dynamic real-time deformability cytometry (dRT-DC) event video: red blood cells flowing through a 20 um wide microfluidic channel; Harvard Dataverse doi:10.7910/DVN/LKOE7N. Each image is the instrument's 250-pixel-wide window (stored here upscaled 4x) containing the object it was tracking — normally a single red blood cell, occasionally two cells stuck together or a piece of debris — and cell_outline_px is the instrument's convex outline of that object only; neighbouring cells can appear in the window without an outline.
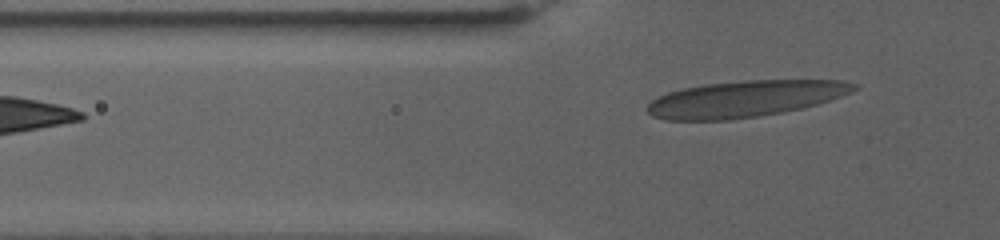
{"species": "human", "species_latin": "Homo sapiens", "temperature_condition": "warm", "stored_images_in_passage": 58, "camera_frame_rate_fps": 3000, "um_per_image_px": 0.085, "donor": {"sex": "female"}, "frame": {"image": 1, "passage_image": 10, "time_ms": 3.0, "image_size_px": [1000, 240], "cell_outline_px": [[860, 88], [840, 96], [816, 104], [800, 108], [780, 112], [756, 116], [728, 120], [664, 120], [652, 116], [644, 108], [652, 100], [668, 92], [684, 88], [704, 84], [744, 80], [840, 80], [860, 84]], "centroid_in_image_um": [63.3, 8.39], "position_along_channel_um": 62.5, "area_um2": 43.64}}
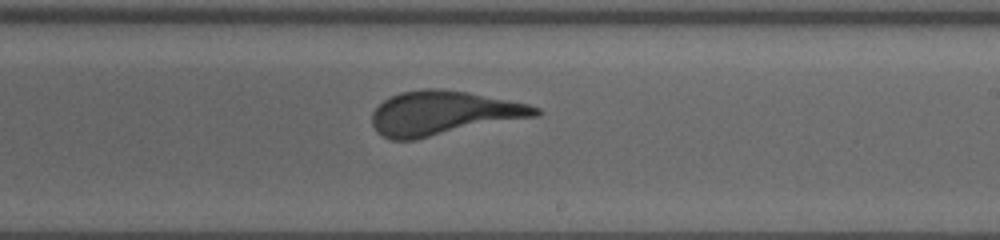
{"frame": {"image": 2, "passage_image": 31, "time_ms": 10.0, "image_size_px": [1000, 240], "cell_outline_px": [[544, 112], [540, 116], [412, 140], [392, 140], [376, 132], [372, 124], [372, 112], [384, 100], [400, 92], [424, 88], [440, 88], [468, 92], [528, 104], [540, 108]], "centroid_in_image_um": [37.72, 9.61], "position_along_channel_um": 251.3, "area_um2": 42.19}}
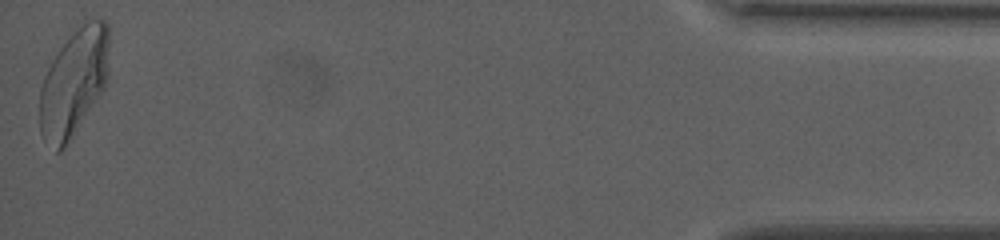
{"frame": {"image": 3, "passage_image": 58, "time_ms": 19.0, "image_size_px": [1000, 240], "cell_outline_px": [[108, 80], [104, 88], [64, 148], [60, 152], [56, 152], [40, 132], [40, 88], [44, 76], [52, 60], [60, 48], [88, 20], [104, 20], [108, 24]], "centroid_in_image_um": [6.27, 7.04], "position_along_channel_um": 428.9, "area_um2": 42.43}}